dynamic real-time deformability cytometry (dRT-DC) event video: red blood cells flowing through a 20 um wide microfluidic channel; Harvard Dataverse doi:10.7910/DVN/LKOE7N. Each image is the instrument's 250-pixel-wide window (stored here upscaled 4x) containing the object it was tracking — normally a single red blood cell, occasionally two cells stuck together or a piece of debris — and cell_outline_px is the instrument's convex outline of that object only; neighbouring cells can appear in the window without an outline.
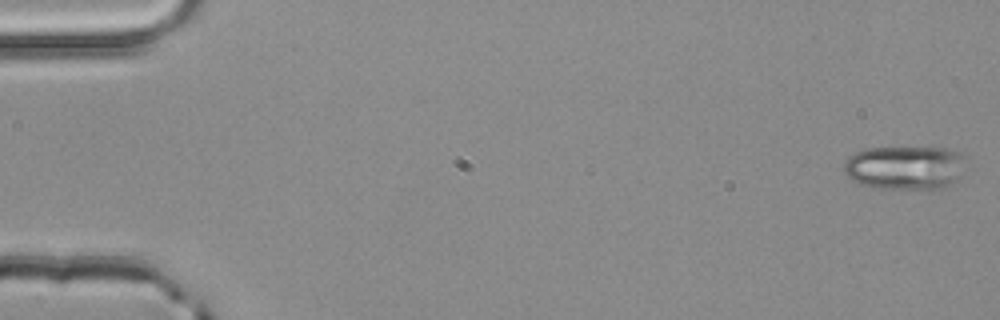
{"species": "common noctule bat (a hibernating species)", "species_latin": "Nyctalus noctula", "temperature_condition": "room temperature", "stored_images_in_passage": 52, "camera_frame_rate_fps": 3000, "um_per_image_px": 0.085, "animal": {"sex": "male", "body_mass_g": 20.4}, "frame": {"image": 1, "passage_image": 1, "time_ms": 0.0, "image_size_px": [1000, 320], "cell_outline_px": [[964, 156], [956, 180], [944, 188], [876, 188], [860, 184], [852, 180], [844, 172], [844, 160], [848, 156], [864, 148], [948, 148]], "centroid_in_image_um": [76.83, 14.24], "position_along_channel_um": 8.2, "area_um2": 30.69}}
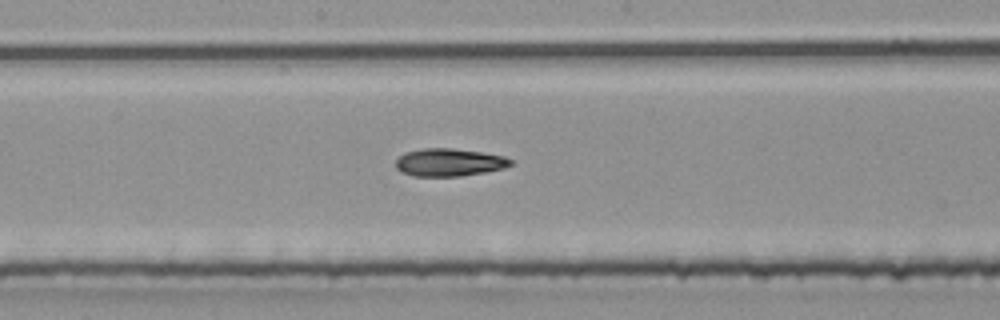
{"frame": {"image": 2, "passage_image": 28, "time_ms": 9.0, "image_size_px": [1000, 320], "cell_outline_px": [[512, 164], [504, 168], [484, 172], [460, 176], [412, 176], [396, 168], [396, 160], [404, 152], [424, 148], [452, 148], [480, 152], [504, 156], [512, 160]], "centroid_in_image_um": [38.17, 13.8], "position_along_channel_um": 210.0, "area_um2": 18.44}}
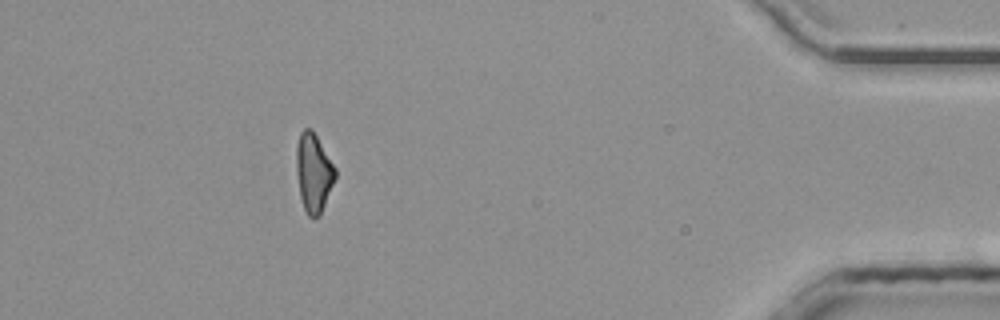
{"frame": {"image": 3, "passage_image": 47, "time_ms": 15.333, "image_size_px": [1000, 320], "cell_outline_px": [[336, 176], [320, 216], [308, 216], [304, 208], [300, 196], [296, 168], [296, 148], [300, 132], [304, 128], [312, 128], [336, 168]], "centroid_in_image_um": [26.65, 14.65], "position_along_channel_um": 408.5, "area_um2": 17.74}}